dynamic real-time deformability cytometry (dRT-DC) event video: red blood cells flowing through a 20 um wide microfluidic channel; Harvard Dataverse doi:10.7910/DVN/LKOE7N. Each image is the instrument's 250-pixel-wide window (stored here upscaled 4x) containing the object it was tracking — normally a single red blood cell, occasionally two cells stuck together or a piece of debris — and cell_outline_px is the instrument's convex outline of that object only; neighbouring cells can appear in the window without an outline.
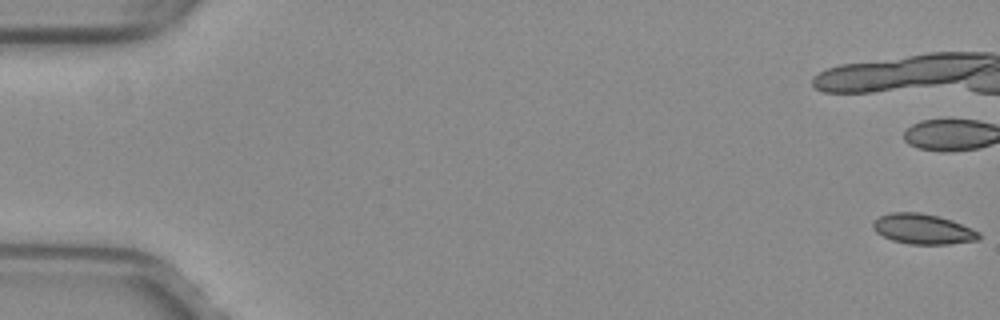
{"species": "common noctule bat (a hibernating species)", "species_latin": "Nyctalus noctula", "temperature_condition": "warm", "stored_images_in_passage": 19, "camera_frame_rate_fps": 3000, "um_per_image_px": 0.085, "animal": {"sex": "female", "body_mass_g": 29.2, "forearm_length_mm": 56.3}, "frame": {"image": 1, "passage_image": 1, "time_ms": 0.0, "image_size_px": [1000, 320], "cell_outline_px": [[980, 240], [948, 244], [908, 244], [892, 240], [876, 232], [872, 228], [872, 220], [880, 216], [892, 212], [920, 212], [940, 216], [952, 220], [972, 228], [980, 232]], "centroid_in_image_um": [78.45, 19.46], "position_along_channel_um": 6.5, "area_um2": 18.84}}